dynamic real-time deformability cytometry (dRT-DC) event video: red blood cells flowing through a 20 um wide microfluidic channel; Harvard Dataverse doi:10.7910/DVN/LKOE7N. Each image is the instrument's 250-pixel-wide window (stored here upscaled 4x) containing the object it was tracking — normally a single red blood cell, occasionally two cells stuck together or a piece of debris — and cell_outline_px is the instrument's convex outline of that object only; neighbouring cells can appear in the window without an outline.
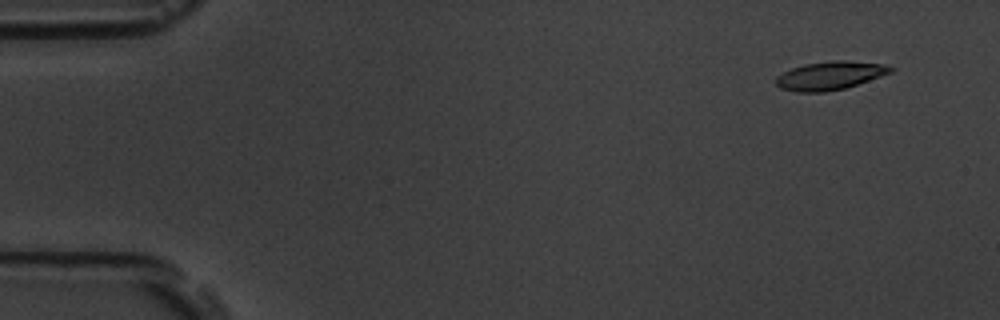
{"species": "common noctule bat (a hibernating species)", "species_latin": "Nyctalus noctula", "temperature_condition": "room temperature", "stored_images_in_passage": 54, "camera_frame_rate_fps": 3000, "um_per_image_px": 0.085, "animal": {"sex": "male", "body_mass_g": 19.5, "forearm_length_mm": 54.6}, "frame": {"image": 1, "passage_image": 1, "time_ms": 0.0, "image_size_px": [1000, 320], "cell_outline_px": [[896, 68], [892, 72], [844, 88], [824, 92], [796, 92], [780, 88], [776, 84], [776, 76], [792, 68], [804, 64], [832, 60], [844, 60], [888, 64]], "centroid_in_image_um": [70.56, 6.41], "position_along_channel_um": 14.4, "area_um2": 18.96}}
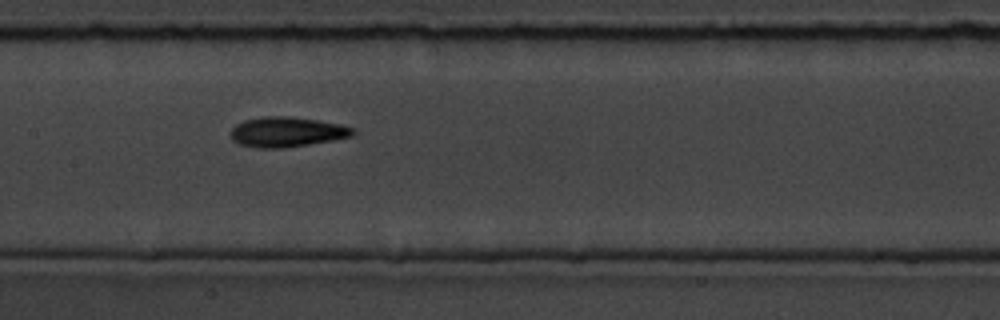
{"frame": {"image": 2, "passage_image": 25, "time_ms": 8.0, "image_size_px": [1000, 320], "cell_outline_px": [[356, 132], [352, 136], [332, 140], [284, 148], [260, 148], [240, 144], [232, 140], [232, 128], [236, 124], [244, 120], [264, 116], [292, 116], [340, 124], [352, 128]], "centroid_in_image_um": [24.37, 11.21], "position_along_channel_um": 183.0, "area_um2": 21.21}}
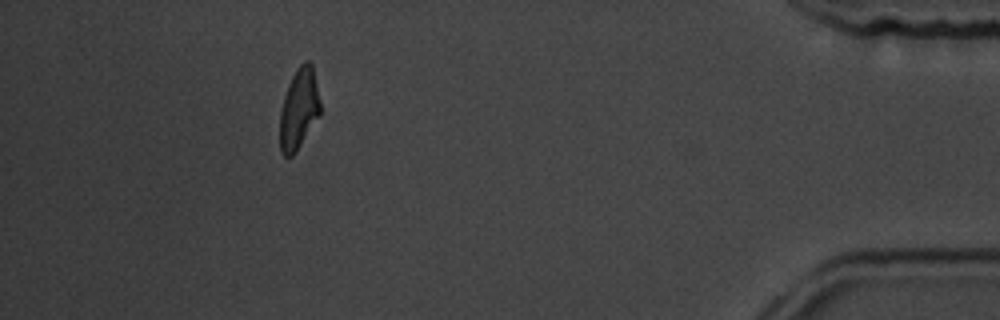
{"frame": {"image": 3, "passage_image": 49, "time_ms": 16.0, "image_size_px": [1000, 320], "cell_outline_px": [[320, 116], [296, 152], [292, 156], [284, 156], [280, 152], [280, 112], [284, 96], [288, 84], [296, 68], [304, 60], [308, 60], [312, 64], [320, 100]], "centroid_in_image_um": [25.41, 9.26], "position_along_channel_um": 409.8, "area_um2": 19.19}, "authors_computed_cell_mechanics": {"area_um2": 19.5653, "velocity_mm_per_s": 3.5457, "shape_relaxation_time_tau1_ms": 4.7138, "shape_relaxation_time_tau2_ms": 4.1448, "deformation_change_tau1": 0.1742, "deformation_change_tau2": 0.1315}}